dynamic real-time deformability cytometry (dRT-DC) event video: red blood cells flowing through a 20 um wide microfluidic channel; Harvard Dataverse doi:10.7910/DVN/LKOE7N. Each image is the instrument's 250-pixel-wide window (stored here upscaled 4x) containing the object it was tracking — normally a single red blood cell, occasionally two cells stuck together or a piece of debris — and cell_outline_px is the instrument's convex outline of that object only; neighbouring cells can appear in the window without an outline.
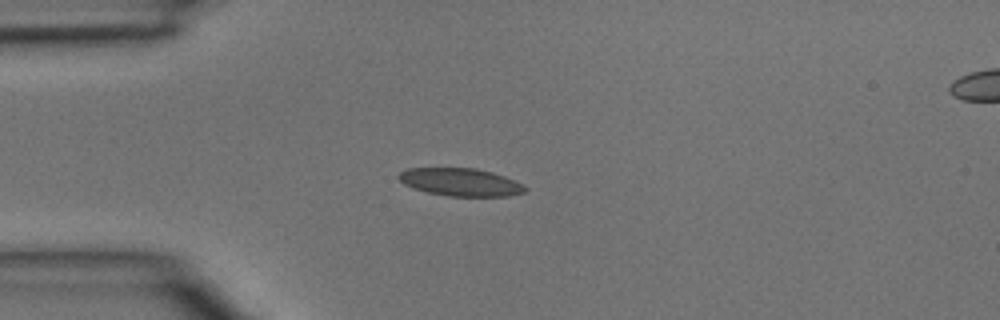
{"species": "common noctule bat (a hibernating species)", "species_latin": "Nyctalus noctula", "temperature_condition": "room temperature", "stored_images_in_passage": 3, "segment_of_instrument_passage": [1, 2], "camera_frame_rate_fps": 3000, "um_per_image_px": 0.085, "animal": {"sex": "male", "body_mass_g": 15.6}, "frame": {"image": 1, "passage_image": 2, "time_ms": 0.333, "image_size_px": [1000, 320], "cell_outline_px": [[528, 188], [524, 192], [508, 196], [448, 196], [428, 192], [404, 184], [396, 176], [400, 172], [408, 168], [476, 168], [492, 172], [504, 176], [524, 184]], "centroid_in_image_um": [39.17, 15.47], "position_along_channel_um": 45.8, "area_um2": 20.4}}